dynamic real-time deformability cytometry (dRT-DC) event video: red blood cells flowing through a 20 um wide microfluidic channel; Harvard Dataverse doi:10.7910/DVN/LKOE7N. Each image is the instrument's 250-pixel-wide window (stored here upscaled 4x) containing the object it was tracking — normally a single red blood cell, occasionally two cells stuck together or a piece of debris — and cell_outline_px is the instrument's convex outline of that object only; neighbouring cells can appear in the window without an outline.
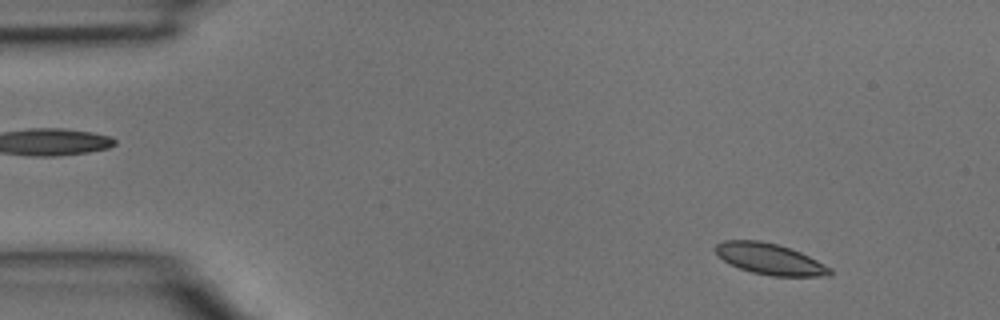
{"species": "common noctule bat (a hibernating species)", "species_latin": "Nyctalus noctula", "temperature_condition": "room temperature", "stored_images_in_passage": 3, "camera_frame_rate_fps": 3000, "um_per_image_px": 0.085, "animal": {"sex": "male", "body_mass_g": 15.6}, "frame": {"image": 1, "passage_image": 1, "time_ms": 0.0, "image_size_px": [1000, 320], "cell_outline_px": [[832, 272], [828, 276], [772, 276], [752, 272], [740, 268], [724, 260], [712, 248], [716, 244], [724, 240], [760, 240], [776, 244], [800, 252], [832, 268]], "centroid_in_image_um": [65.43, 22.01], "position_along_channel_um": 19.6, "area_um2": 20.52}}
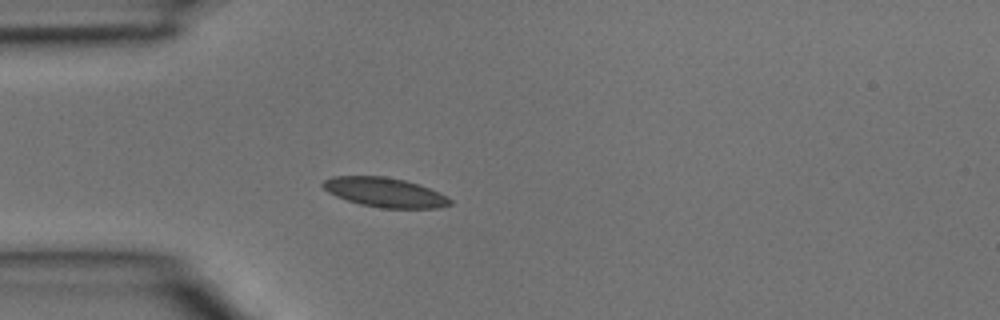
{"frame": {"image": 2, "passage_image": 3, "time_ms": 0.667, "image_size_px": [1000, 320], "cell_outline_px": [[452, 204], [440, 208], [380, 208], [360, 204], [336, 196], [328, 192], [320, 184], [324, 180], [332, 176], [384, 176], [404, 180], [440, 192], [448, 196], [452, 200]], "centroid_in_image_um": [32.72, 16.35], "position_along_channel_um": 52.3, "area_um2": 21.85}}